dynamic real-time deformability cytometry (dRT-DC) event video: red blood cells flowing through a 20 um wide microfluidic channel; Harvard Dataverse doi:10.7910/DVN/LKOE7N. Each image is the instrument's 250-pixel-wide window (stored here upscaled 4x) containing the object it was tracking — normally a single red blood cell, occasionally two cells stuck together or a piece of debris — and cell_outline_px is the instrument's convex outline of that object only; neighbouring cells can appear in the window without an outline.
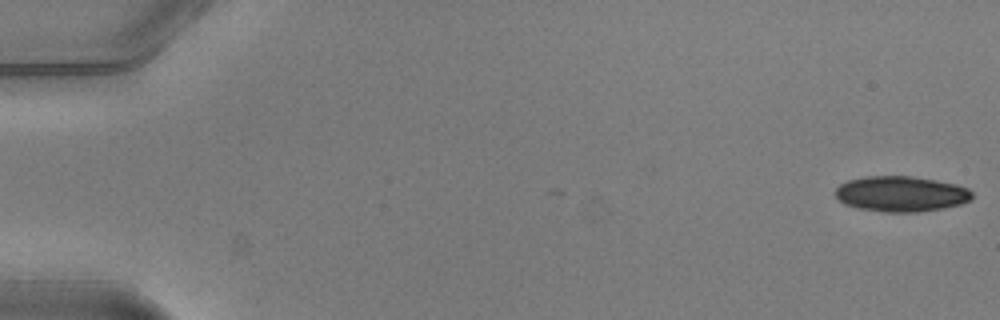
{"species": "common noctule bat (a hibernating species)", "species_latin": "Nyctalus noctula", "temperature_condition": "warm", "stored_images_in_passage": 15, "camera_frame_rate_fps": 3000, "um_per_image_px": 0.085, "animal": {"sex": "male", "body_mass_g": 20.5, "forearm_length_mm": 52.5}, "frame": {"image": 1, "passage_image": 1, "time_ms": 0.0, "image_size_px": [1000, 320], "cell_outline_px": [[972, 196], [968, 200], [960, 204], [944, 208], [916, 212], [884, 212], [860, 208], [844, 204], [832, 192], [840, 184], [848, 180], [868, 176], [912, 176], [936, 180], [956, 184], [968, 188], [972, 192]], "centroid_in_image_um": [76.57, 16.47], "position_along_channel_um": 8.4, "area_um2": 28.26}}
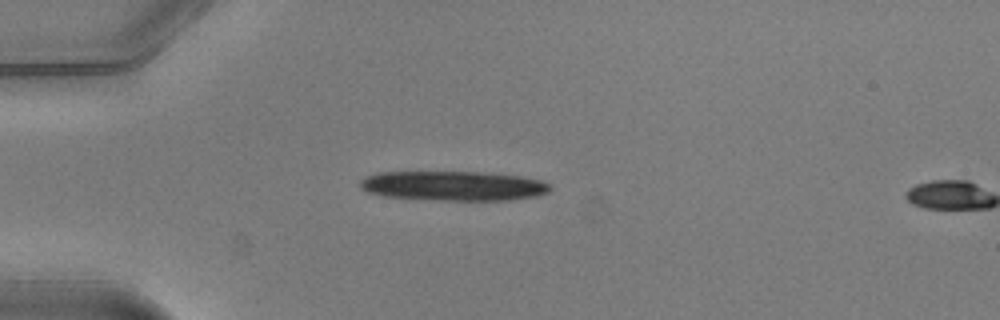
{"frame": {"image": 2, "passage_image": 14, "time_ms": 4.333, "image_size_px": [1000, 320], "cell_outline_px": [[552, 188], [548, 192], [536, 196], [512, 200], [436, 200], [384, 196], [368, 192], [360, 188], [360, 180], [364, 176], [380, 172], [476, 172], [520, 176], [540, 180], [548, 184]], "centroid_in_image_um": [38.51, 15.8], "position_along_channel_um": 46.5, "area_um2": 32.77}}